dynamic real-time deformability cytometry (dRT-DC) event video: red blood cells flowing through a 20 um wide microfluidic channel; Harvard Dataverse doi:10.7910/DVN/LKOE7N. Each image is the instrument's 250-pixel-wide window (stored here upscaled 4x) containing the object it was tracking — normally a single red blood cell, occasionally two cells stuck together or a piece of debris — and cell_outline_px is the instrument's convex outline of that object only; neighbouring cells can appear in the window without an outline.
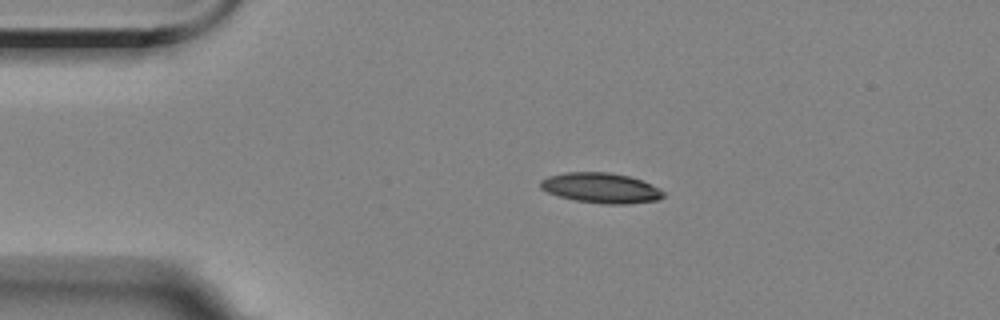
{"species": "Egyptian fruit bat (a non-hibernating species)", "species_latin": "Rousettus aegyptiacus", "temperature_condition": "room temperature", "stored_images_in_passage": 4, "camera_frame_rate_fps": 3000, "um_per_image_px": 0.085, "animal": {"sex": "female"}, "frame": {"image": 1, "passage_image": 3, "time_ms": 2.333, "image_size_px": [1000, 320], "cell_outline_px": [[664, 196], [660, 200], [628, 204], [604, 204], [576, 200], [560, 196], [548, 192], [540, 188], [540, 180], [548, 176], [564, 172], [612, 172], [628, 176], [652, 184], [660, 188], [664, 192]], "centroid_in_image_um": [51.11, 15.97], "position_along_channel_um": 33.9, "area_um2": 21.73}}